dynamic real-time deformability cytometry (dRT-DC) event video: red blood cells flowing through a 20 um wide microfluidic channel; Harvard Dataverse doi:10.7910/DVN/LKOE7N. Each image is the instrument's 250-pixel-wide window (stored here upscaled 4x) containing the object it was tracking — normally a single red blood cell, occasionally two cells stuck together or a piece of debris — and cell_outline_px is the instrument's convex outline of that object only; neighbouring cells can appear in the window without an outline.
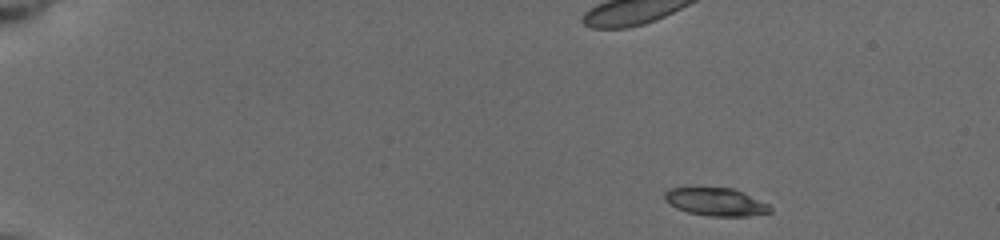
{"species": "common noctule bat (a hibernating species)", "species_latin": "Nyctalus noctula", "temperature_condition": "cold", "stored_images_in_passage": 49, "camera_frame_rate_fps": 3000, "um_per_image_px": 0.085, "animal": {"sex": "female", "body_mass_g": 19.5, "forearm_length_mm": 54.1}, "frame": {"image": 1, "passage_image": 1, "time_ms": 0.0, "image_size_px": [1000, 240], "cell_outline_px": [[772, 212], [748, 216], [708, 216], [688, 212], [676, 208], [664, 200], [664, 192], [668, 188], [732, 188], [768, 204], [772, 208]], "centroid_in_image_um": [60.82, 17.17], "position_along_channel_um": 24.2, "area_um2": 16.99}}
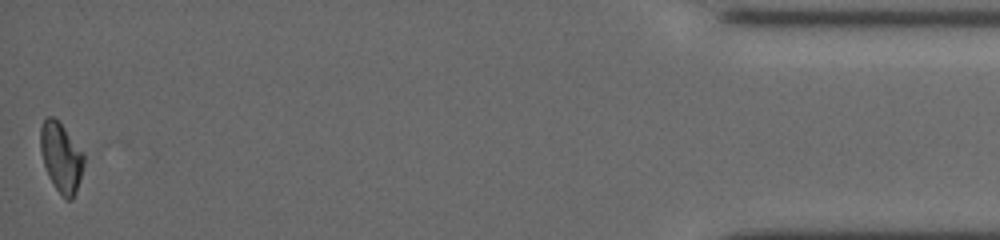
{"frame": {"image": 2, "passage_image": 49, "time_ms": 16.0, "image_size_px": [1000, 240], "cell_outline_px": [[84, 164], [80, 180], [76, 192], [72, 200], [68, 200], [56, 188], [48, 176], [40, 152], [40, 128], [44, 120], [48, 116], [52, 116], [64, 128], [84, 152]], "centroid_in_image_um": [5.2, 13.37], "position_along_channel_um": 430.0, "area_um2": 17.46}}